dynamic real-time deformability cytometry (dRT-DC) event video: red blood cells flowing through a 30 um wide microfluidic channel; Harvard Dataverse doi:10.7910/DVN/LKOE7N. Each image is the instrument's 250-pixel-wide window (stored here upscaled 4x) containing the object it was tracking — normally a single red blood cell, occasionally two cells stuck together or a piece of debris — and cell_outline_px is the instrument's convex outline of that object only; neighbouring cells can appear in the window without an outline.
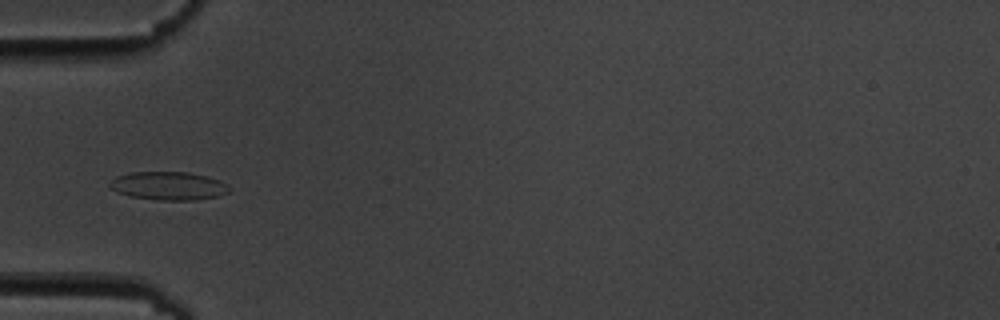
{"species": "common noctule bat (a hibernating species)", "species_latin": "Nyctalus noctula", "temperature_condition": "cold", "stored_images_in_passage": 6, "camera_frame_rate_fps": 3000, "um_per_image_px": 0.085, "animal": {"sex": "male", "body_mass_g": 19.5, "forearm_length_mm": 54.6}, "frame": {"image": 1, "passage_image": 5, "time_ms": 5.333, "image_size_px": [1000, 320], "cell_outline_px": [[232, 188], [228, 192], [216, 196], [192, 200], [160, 200], [132, 196], [120, 192], [112, 188], [108, 184], [116, 176], [132, 172], [188, 172], [220, 180], [228, 184]], "centroid_in_image_um": [14.36, 15.79], "position_along_channel_um": 70.6, "area_um2": 19.42}}